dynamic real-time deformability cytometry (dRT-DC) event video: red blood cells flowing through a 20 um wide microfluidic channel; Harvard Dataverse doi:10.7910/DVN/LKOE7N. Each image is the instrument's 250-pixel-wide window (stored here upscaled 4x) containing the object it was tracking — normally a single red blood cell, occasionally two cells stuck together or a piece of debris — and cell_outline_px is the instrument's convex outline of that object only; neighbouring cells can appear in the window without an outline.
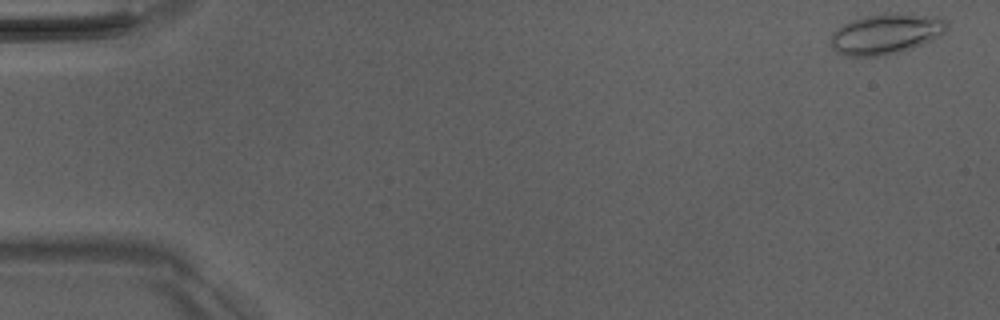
{"species": "Egyptian fruit bat (a non-hibernating species)", "species_latin": "Rousettus aegyptiacus", "temperature_condition": "room temperature", "stored_images_in_passage": 6, "camera_frame_rate_fps": 3000, "um_per_image_px": 0.085, "animal": {"sex": "male"}, "frame": {"image": 1, "passage_image": 6, "time_ms": 6.667, "image_size_px": [1000, 320], "cell_outline_px": [[948, 28], [940, 36], [932, 40], [912, 48], [900, 52], [884, 56], [848, 56], [836, 52], [828, 44], [832, 32], [844, 24], [852, 20], [864, 16], [900, 12], [912, 12], [944, 16], [948, 24]], "centroid_in_image_um": [75.36, 2.86], "position_along_channel_um": 9.6, "area_um2": 28.15}}